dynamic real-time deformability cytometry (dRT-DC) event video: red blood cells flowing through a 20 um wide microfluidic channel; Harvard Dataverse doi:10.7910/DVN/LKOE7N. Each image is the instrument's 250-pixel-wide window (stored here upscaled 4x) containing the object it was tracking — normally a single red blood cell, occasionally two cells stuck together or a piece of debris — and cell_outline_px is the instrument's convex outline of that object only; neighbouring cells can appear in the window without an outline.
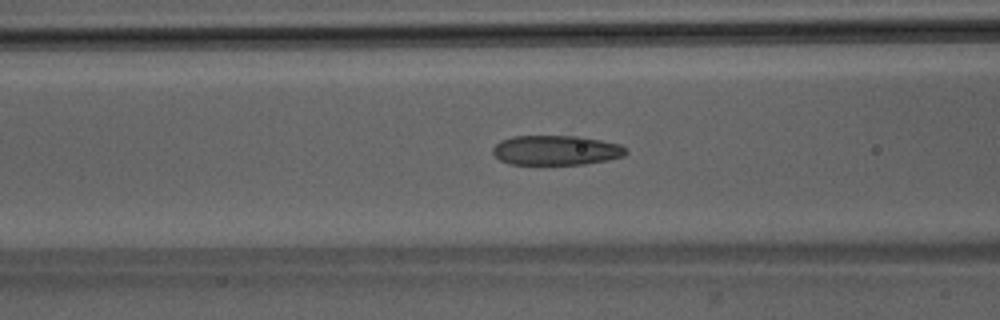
{"species": "Egyptian fruit bat (a non-hibernating species)", "species_latin": "Rousettus aegyptiacus", "temperature_condition": "room temperature", "stored_images_in_passage": 51, "camera_frame_rate_fps": 3000, "um_per_image_px": 0.085, "animal": {"sex": "male"}, "frame": {"image": 1, "passage_image": 21, "time_ms": 6.667, "image_size_px": [1000, 320], "cell_outline_px": [[628, 152], [624, 156], [608, 160], [584, 164], [508, 164], [500, 160], [492, 152], [492, 148], [500, 140], [512, 136], [580, 136], [620, 144], [628, 148]], "centroid_in_image_um": [47.28, 12.77], "position_along_channel_um": 119.3, "area_um2": 23.24}}
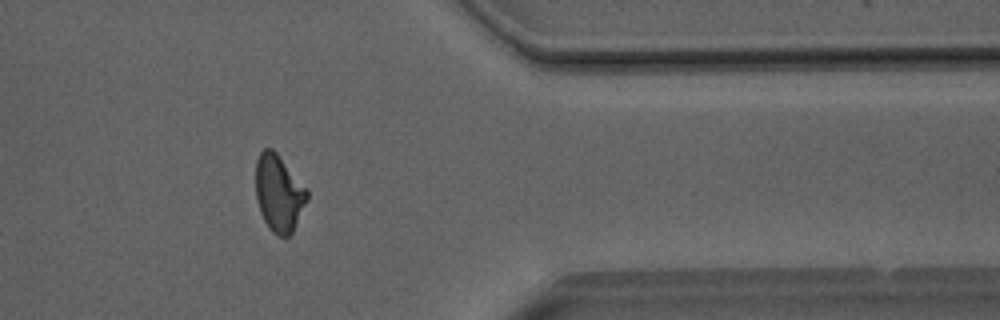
{"frame": {"image": 2, "passage_image": 42, "time_ms": 13.667, "image_size_px": [1000, 320], "cell_outline_px": [[308, 200], [292, 232], [288, 236], [280, 236], [272, 232], [268, 228], [260, 212], [256, 200], [256, 160], [260, 152], [264, 148], [272, 148], [276, 152], [308, 188]], "centroid_in_image_um": [23.71, 16.41], "position_along_channel_um": 387.7, "area_um2": 23.18}}
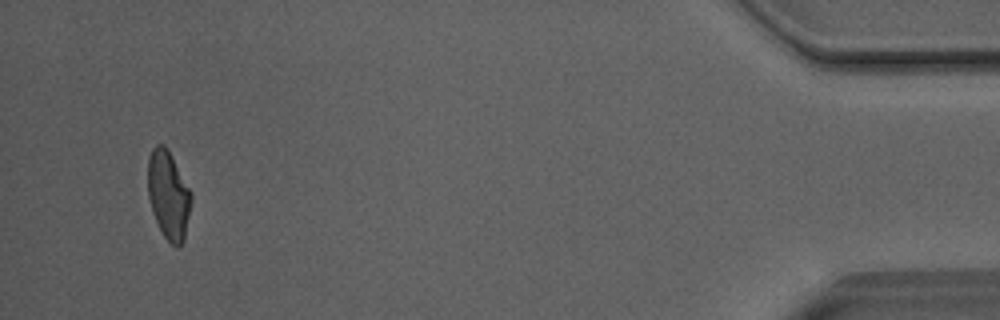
{"frame": {"image": 3, "passage_image": 49, "time_ms": 16.0, "image_size_px": [1000, 320], "cell_outline_px": [[192, 200], [184, 240], [176, 248], [164, 236], [152, 212], [148, 196], [148, 156], [152, 148], [156, 144], [164, 144], [192, 192]], "centroid_in_image_um": [14.31, 16.57], "position_along_channel_um": 420.9, "area_um2": 22.2}, "authors_computed_cell_mechanics": {"area_um2": 23.2356, "velocity_mm_per_s": 4.0659, "shape_relaxation_time_tau1_ms": 9.1297, "shape_relaxation_time_tau2_ms": 1.7354, "deformation_change_tau1": 0.2331, "deformation_change_tau2": 0.0994}}